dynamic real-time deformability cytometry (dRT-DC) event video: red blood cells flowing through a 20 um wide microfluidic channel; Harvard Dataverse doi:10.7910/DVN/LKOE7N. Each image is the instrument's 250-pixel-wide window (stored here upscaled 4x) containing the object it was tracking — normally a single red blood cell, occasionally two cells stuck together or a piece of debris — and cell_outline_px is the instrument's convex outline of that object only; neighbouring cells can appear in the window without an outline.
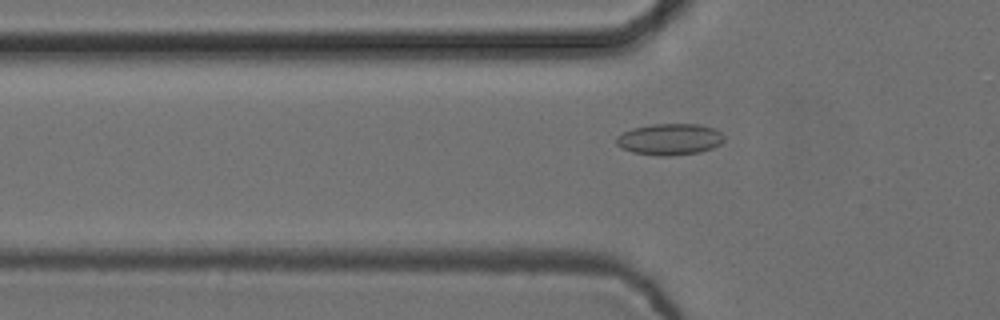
{"species": "common noctule bat (a hibernating species)", "species_latin": "Nyctalus noctula", "temperature_condition": "cold", "stored_images_in_passage": 55, "camera_frame_rate_fps": 3000, "um_per_image_px": 0.085, "animal": {"sex": "female", "body_mass_g": 24.6, "forearm_length_mm": 56.2}, "frame": {"image": 1, "passage_image": 18, "time_ms": 5.667, "image_size_px": [1000, 320], "cell_outline_px": [[724, 140], [720, 144], [712, 148], [700, 152], [668, 156], [656, 156], [632, 152], [620, 148], [616, 144], [616, 136], [632, 128], [652, 124], [700, 124], [716, 128], [724, 136]], "centroid_in_image_um": [56.92, 11.84], "position_along_channel_um": 68.9, "area_um2": 19.94}}
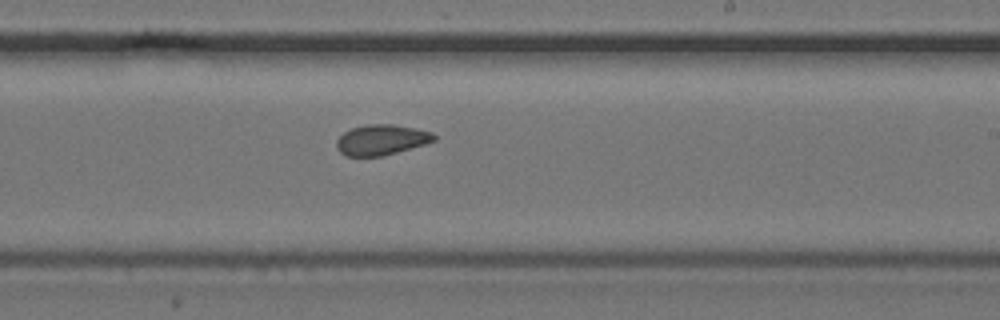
{"frame": {"image": 2, "passage_image": 33, "time_ms": 10.667, "image_size_px": [1000, 320], "cell_outline_px": [[436, 140], [424, 144], [384, 156], [348, 156], [340, 152], [336, 148], [336, 140], [344, 132], [352, 128], [368, 124], [392, 124], [416, 128], [432, 132], [436, 136]], "centroid_in_image_um": [32.42, 11.88], "position_along_channel_um": 256.6, "area_um2": 17.28}}
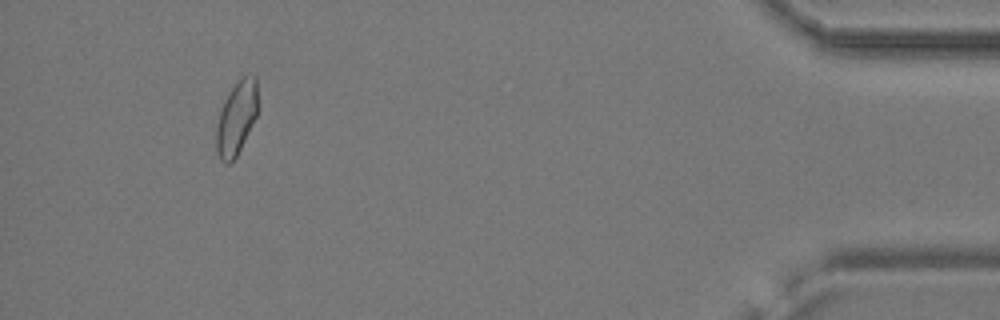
{"frame": {"image": 3, "passage_image": 51, "time_ms": 16.667, "image_size_px": [1000, 320], "cell_outline_px": [[260, 108], [236, 156], [228, 164], [224, 164], [220, 160], [216, 152], [216, 128], [220, 112], [224, 100], [240, 76], [256, 76]], "centroid_in_image_um": [20.12, 10.0], "position_along_channel_um": 415.1, "area_um2": 17.92}, "authors_computed_cell_mechanics": {"area_um2": 17.9758, "velocity_mm_per_s": 3.7412, "shape_relaxation_time_tau1_ms": 10.9299, "shape_relaxation_time_tau2_ms": 1.7872, "deformation_change_tau1": 0.0978, "deformation_change_tau2": 0.0613}}